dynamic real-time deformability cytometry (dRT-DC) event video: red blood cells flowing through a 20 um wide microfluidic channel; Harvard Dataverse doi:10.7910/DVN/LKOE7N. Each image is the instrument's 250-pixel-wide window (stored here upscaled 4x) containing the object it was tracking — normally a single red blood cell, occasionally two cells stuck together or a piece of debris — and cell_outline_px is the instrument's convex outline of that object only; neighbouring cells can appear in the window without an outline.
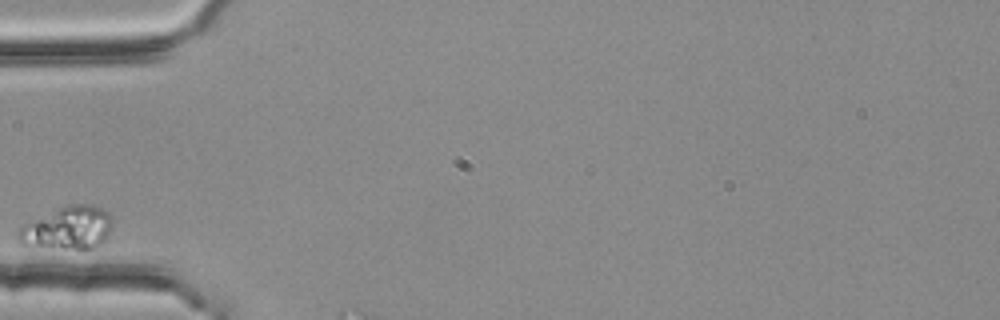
{"species": "common noctule bat (a hibernating species)", "species_latin": "Nyctalus noctula", "temperature_condition": "room temperature", "stored_images_in_passage": 2, "camera_frame_rate_fps": 3000, "um_per_image_px": 0.085, "animal": {"sex": "female", "body_mass_g": 25.1}, "frame": {"image": 1, "passage_image": 1, "time_ms": 0.0, "image_size_px": [1000, 320], "cell_outline_px": [[112, 224], [104, 240], [100, 244], [84, 252], [20, 244], [16, 240], [16, 236], [20, 228], [60, 208], [72, 204], [96, 204], [104, 208], [112, 216]], "centroid_in_image_um": [5.83, 19.42], "position_along_channel_um": 79.2, "area_um2": 23.64}}